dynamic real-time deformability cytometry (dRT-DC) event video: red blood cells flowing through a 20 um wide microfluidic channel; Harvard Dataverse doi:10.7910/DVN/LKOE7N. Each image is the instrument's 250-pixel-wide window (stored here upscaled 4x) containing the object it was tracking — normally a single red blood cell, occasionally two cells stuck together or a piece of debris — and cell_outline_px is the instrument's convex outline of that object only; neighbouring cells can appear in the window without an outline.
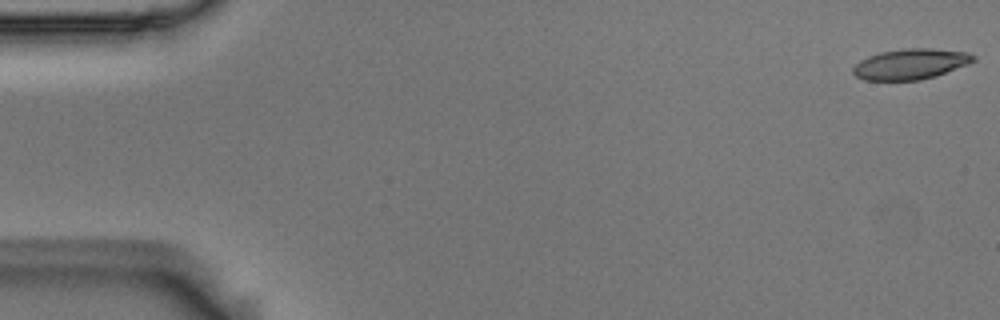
{"species": "Egyptian fruit bat (a non-hibernating species)", "species_latin": "Rousettus aegyptiacus", "temperature_condition": "room temperature", "stored_images_in_passage": 55, "camera_frame_rate_fps": 3000, "um_per_image_px": 0.085, "animal": {"sex": "male"}, "frame": {"image": 1, "passage_image": 1, "time_ms": 0.0, "image_size_px": [1000, 320], "cell_outline_px": [[976, 60], [968, 64], [936, 76], [920, 80], [864, 80], [856, 76], [852, 72], [852, 68], [860, 60], [868, 56], [880, 52], [904, 48], [932, 48], [968, 52], [976, 56]], "centroid_in_image_um": [77.41, 5.44], "position_along_channel_um": 7.6, "area_um2": 21.56}}
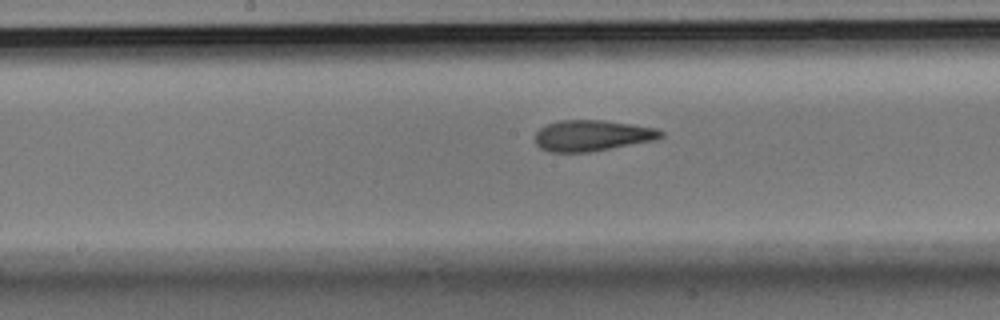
{"frame": {"image": 2, "passage_image": 28, "time_ms": 9.0, "image_size_px": [1000, 320], "cell_outline_px": [[664, 136], [652, 140], [588, 152], [548, 152], [540, 148], [536, 144], [536, 132], [540, 128], [548, 124], [560, 120], [604, 120], [632, 124], [656, 128], [664, 132]], "centroid_in_image_um": [50.31, 11.51], "position_along_channel_um": 197.9, "area_um2": 22.48}}
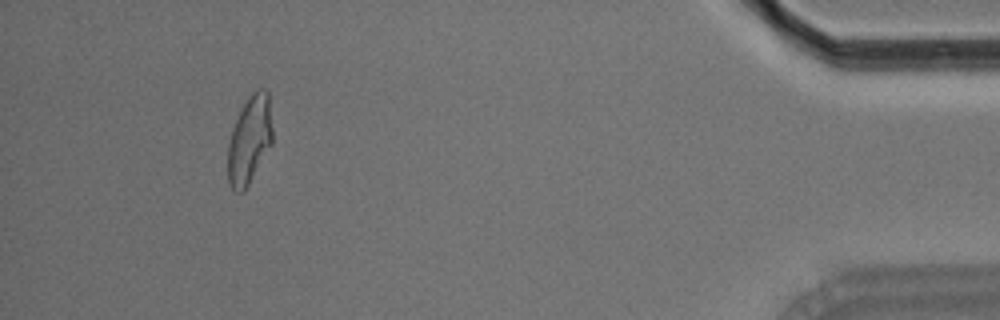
{"frame": {"image": 3, "passage_image": 51, "time_ms": 16.667, "image_size_px": [1000, 320], "cell_outline_px": [[272, 144], [244, 192], [236, 192], [232, 188], [228, 180], [228, 144], [232, 128], [244, 100], [256, 88], [264, 88], [268, 92], [272, 128]], "centroid_in_image_um": [21.21, 11.85], "position_along_channel_um": 414.0, "area_um2": 23.06}, "authors_computed_cell_mechanics": {"area_um2": 22.5998, "velocity_mm_per_s": 3.6527, "shape_relaxation_time_tau1_ms": 6.2006, "shape_relaxation_time_tau2_ms": 1.4646, "deformation_change_tau1": 0.2086, "deformation_change_tau2": 0.0976}}